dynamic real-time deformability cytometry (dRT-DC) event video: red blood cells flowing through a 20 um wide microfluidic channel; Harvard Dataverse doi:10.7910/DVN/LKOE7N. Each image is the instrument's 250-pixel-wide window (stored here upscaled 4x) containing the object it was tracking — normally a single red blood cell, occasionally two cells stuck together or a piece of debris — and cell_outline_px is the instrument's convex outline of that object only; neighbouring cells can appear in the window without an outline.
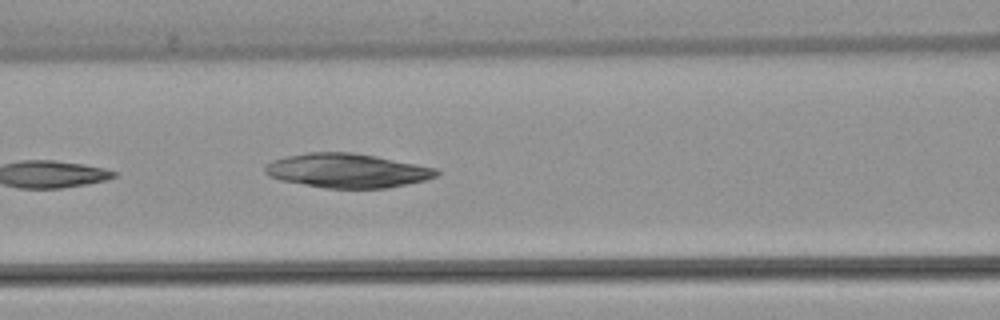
{"species": "common noctule bat (a hibernating species)", "species_latin": "Nyctalus noctula", "temperature_condition": "warm", "stored_images_in_passage": 6, "camera_frame_rate_fps": 3000, "um_per_image_px": 0.085, "animal": {"sex": "female", "body_mass_g": 22.7, "forearm_length_mm": 54.2}, "frame": {"image": 1, "passage_image": 6, "time_ms": 7.0, "image_size_px": [1000, 320], "cell_outline_px": [[440, 172], [436, 176], [424, 180], [388, 188], [324, 188], [280, 180], [268, 176], [264, 172], [264, 168], [272, 160], [284, 156], [308, 152], [352, 152], [376, 156], [436, 168]], "centroid_in_image_um": [29.47, 14.5], "position_along_channel_um": 137.1, "area_um2": 34.16}}